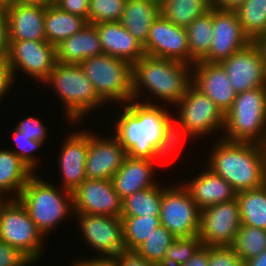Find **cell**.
I'll use <instances>...</instances> for the list:
<instances>
[{
	"label": "cell",
	"mask_w": 266,
	"mask_h": 266,
	"mask_svg": "<svg viewBox=\"0 0 266 266\" xmlns=\"http://www.w3.org/2000/svg\"><path fill=\"white\" fill-rule=\"evenodd\" d=\"M144 99L122 105L123 110L114 123V136L128 156L162 161V157L177 152L179 146L173 131V116L165 109L167 104Z\"/></svg>",
	"instance_id": "obj_1"
},
{
	"label": "cell",
	"mask_w": 266,
	"mask_h": 266,
	"mask_svg": "<svg viewBox=\"0 0 266 266\" xmlns=\"http://www.w3.org/2000/svg\"><path fill=\"white\" fill-rule=\"evenodd\" d=\"M215 137L218 139L212 143L210 156L205 161L208 168L225 179L237 193L266 184L265 145Z\"/></svg>",
	"instance_id": "obj_2"
},
{
	"label": "cell",
	"mask_w": 266,
	"mask_h": 266,
	"mask_svg": "<svg viewBox=\"0 0 266 266\" xmlns=\"http://www.w3.org/2000/svg\"><path fill=\"white\" fill-rule=\"evenodd\" d=\"M191 66L178 60L142 56L132 65L133 100L142 101L149 93L174 107L191 84Z\"/></svg>",
	"instance_id": "obj_3"
},
{
	"label": "cell",
	"mask_w": 266,
	"mask_h": 266,
	"mask_svg": "<svg viewBox=\"0 0 266 266\" xmlns=\"http://www.w3.org/2000/svg\"><path fill=\"white\" fill-rule=\"evenodd\" d=\"M18 198L44 237L66 217L74 215L72 192L56 187L36 173L27 181Z\"/></svg>",
	"instance_id": "obj_4"
},
{
	"label": "cell",
	"mask_w": 266,
	"mask_h": 266,
	"mask_svg": "<svg viewBox=\"0 0 266 266\" xmlns=\"http://www.w3.org/2000/svg\"><path fill=\"white\" fill-rule=\"evenodd\" d=\"M54 88L62 100L67 121L72 126L84 120L89 112L106 104L95 91L79 64L57 62L48 79L43 83Z\"/></svg>",
	"instance_id": "obj_5"
},
{
	"label": "cell",
	"mask_w": 266,
	"mask_h": 266,
	"mask_svg": "<svg viewBox=\"0 0 266 266\" xmlns=\"http://www.w3.org/2000/svg\"><path fill=\"white\" fill-rule=\"evenodd\" d=\"M224 135V136H223ZM229 141L266 146V87L239 93L225 114L222 135Z\"/></svg>",
	"instance_id": "obj_6"
},
{
	"label": "cell",
	"mask_w": 266,
	"mask_h": 266,
	"mask_svg": "<svg viewBox=\"0 0 266 266\" xmlns=\"http://www.w3.org/2000/svg\"><path fill=\"white\" fill-rule=\"evenodd\" d=\"M177 114L173 117L175 139L180 144L181 139L189 140L213 135L224 129L225 114L205 94L192 84L187 87L184 96L175 104ZM177 120V121H174ZM189 137V138H188Z\"/></svg>",
	"instance_id": "obj_7"
},
{
	"label": "cell",
	"mask_w": 266,
	"mask_h": 266,
	"mask_svg": "<svg viewBox=\"0 0 266 266\" xmlns=\"http://www.w3.org/2000/svg\"><path fill=\"white\" fill-rule=\"evenodd\" d=\"M79 65L106 105L115 101L121 107L133 100L132 64L102 53L85 59Z\"/></svg>",
	"instance_id": "obj_8"
},
{
	"label": "cell",
	"mask_w": 266,
	"mask_h": 266,
	"mask_svg": "<svg viewBox=\"0 0 266 266\" xmlns=\"http://www.w3.org/2000/svg\"><path fill=\"white\" fill-rule=\"evenodd\" d=\"M0 240L19 248L34 263L41 260L46 250L44 235L30 218L25 205L12 196L0 205Z\"/></svg>",
	"instance_id": "obj_9"
},
{
	"label": "cell",
	"mask_w": 266,
	"mask_h": 266,
	"mask_svg": "<svg viewBox=\"0 0 266 266\" xmlns=\"http://www.w3.org/2000/svg\"><path fill=\"white\" fill-rule=\"evenodd\" d=\"M201 209L190 197L182 184L163 186L160 207V225L176 238L199 234Z\"/></svg>",
	"instance_id": "obj_10"
},
{
	"label": "cell",
	"mask_w": 266,
	"mask_h": 266,
	"mask_svg": "<svg viewBox=\"0 0 266 266\" xmlns=\"http://www.w3.org/2000/svg\"><path fill=\"white\" fill-rule=\"evenodd\" d=\"M7 59L14 80L21 70L36 82L44 83L57 63L56 46L46 40L10 41Z\"/></svg>",
	"instance_id": "obj_11"
},
{
	"label": "cell",
	"mask_w": 266,
	"mask_h": 266,
	"mask_svg": "<svg viewBox=\"0 0 266 266\" xmlns=\"http://www.w3.org/2000/svg\"><path fill=\"white\" fill-rule=\"evenodd\" d=\"M242 225L236 199L201 210L199 239L204 246H232Z\"/></svg>",
	"instance_id": "obj_12"
},
{
	"label": "cell",
	"mask_w": 266,
	"mask_h": 266,
	"mask_svg": "<svg viewBox=\"0 0 266 266\" xmlns=\"http://www.w3.org/2000/svg\"><path fill=\"white\" fill-rule=\"evenodd\" d=\"M84 240L99 255L94 258H114L125 250L122 219L96 214L74 213Z\"/></svg>",
	"instance_id": "obj_13"
},
{
	"label": "cell",
	"mask_w": 266,
	"mask_h": 266,
	"mask_svg": "<svg viewBox=\"0 0 266 266\" xmlns=\"http://www.w3.org/2000/svg\"><path fill=\"white\" fill-rule=\"evenodd\" d=\"M251 39L245 34L235 11L213 8V37L209 53L201 60L220 63L247 47Z\"/></svg>",
	"instance_id": "obj_14"
},
{
	"label": "cell",
	"mask_w": 266,
	"mask_h": 266,
	"mask_svg": "<svg viewBox=\"0 0 266 266\" xmlns=\"http://www.w3.org/2000/svg\"><path fill=\"white\" fill-rule=\"evenodd\" d=\"M74 213L121 217L122 199L111 180L86 179L72 192Z\"/></svg>",
	"instance_id": "obj_15"
},
{
	"label": "cell",
	"mask_w": 266,
	"mask_h": 266,
	"mask_svg": "<svg viewBox=\"0 0 266 266\" xmlns=\"http://www.w3.org/2000/svg\"><path fill=\"white\" fill-rule=\"evenodd\" d=\"M143 49L145 55L151 57L173 59L190 64L186 29L176 26L161 14L152 23Z\"/></svg>",
	"instance_id": "obj_16"
},
{
	"label": "cell",
	"mask_w": 266,
	"mask_h": 266,
	"mask_svg": "<svg viewBox=\"0 0 266 266\" xmlns=\"http://www.w3.org/2000/svg\"><path fill=\"white\" fill-rule=\"evenodd\" d=\"M220 64L226 70L236 94L265 86L264 59L254 42L222 60Z\"/></svg>",
	"instance_id": "obj_17"
},
{
	"label": "cell",
	"mask_w": 266,
	"mask_h": 266,
	"mask_svg": "<svg viewBox=\"0 0 266 266\" xmlns=\"http://www.w3.org/2000/svg\"><path fill=\"white\" fill-rule=\"evenodd\" d=\"M96 134L88 131V152L85 163L86 179L111 180L122 166L127 152L114 135L104 138L100 134Z\"/></svg>",
	"instance_id": "obj_18"
},
{
	"label": "cell",
	"mask_w": 266,
	"mask_h": 266,
	"mask_svg": "<svg viewBox=\"0 0 266 266\" xmlns=\"http://www.w3.org/2000/svg\"><path fill=\"white\" fill-rule=\"evenodd\" d=\"M191 84L226 112L232 107L236 92L220 63L197 61L191 66Z\"/></svg>",
	"instance_id": "obj_19"
},
{
	"label": "cell",
	"mask_w": 266,
	"mask_h": 266,
	"mask_svg": "<svg viewBox=\"0 0 266 266\" xmlns=\"http://www.w3.org/2000/svg\"><path fill=\"white\" fill-rule=\"evenodd\" d=\"M5 9L10 41L46 40L45 3H10Z\"/></svg>",
	"instance_id": "obj_20"
},
{
	"label": "cell",
	"mask_w": 266,
	"mask_h": 266,
	"mask_svg": "<svg viewBox=\"0 0 266 266\" xmlns=\"http://www.w3.org/2000/svg\"><path fill=\"white\" fill-rule=\"evenodd\" d=\"M67 137V138H66ZM60 147L59 169L61 188L73 192L86 180L85 163L88 152V131H74L66 136Z\"/></svg>",
	"instance_id": "obj_21"
},
{
	"label": "cell",
	"mask_w": 266,
	"mask_h": 266,
	"mask_svg": "<svg viewBox=\"0 0 266 266\" xmlns=\"http://www.w3.org/2000/svg\"><path fill=\"white\" fill-rule=\"evenodd\" d=\"M202 170L188 182L179 181L183 183V187L201 210L211 205L236 199V190L225 179L207 166H204Z\"/></svg>",
	"instance_id": "obj_22"
},
{
	"label": "cell",
	"mask_w": 266,
	"mask_h": 266,
	"mask_svg": "<svg viewBox=\"0 0 266 266\" xmlns=\"http://www.w3.org/2000/svg\"><path fill=\"white\" fill-rule=\"evenodd\" d=\"M156 162L157 160L126 156L122 166L111 178L113 188L122 200L135 192L158 184L153 178Z\"/></svg>",
	"instance_id": "obj_23"
},
{
	"label": "cell",
	"mask_w": 266,
	"mask_h": 266,
	"mask_svg": "<svg viewBox=\"0 0 266 266\" xmlns=\"http://www.w3.org/2000/svg\"><path fill=\"white\" fill-rule=\"evenodd\" d=\"M102 52L130 64L145 55L143 45L120 22L95 24Z\"/></svg>",
	"instance_id": "obj_24"
},
{
	"label": "cell",
	"mask_w": 266,
	"mask_h": 266,
	"mask_svg": "<svg viewBox=\"0 0 266 266\" xmlns=\"http://www.w3.org/2000/svg\"><path fill=\"white\" fill-rule=\"evenodd\" d=\"M102 53L97 28L89 23L78 33L56 45V60L64 64H80L85 59Z\"/></svg>",
	"instance_id": "obj_25"
},
{
	"label": "cell",
	"mask_w": 266,
	"mask_h": 266,
	"mask_svg": "<svg viewBox=\"0 0 266 266\" xmlns=\"http://www.w3.org/2000/svg\"><path fill=\"white\" fill-rule=\"evenodd\" d=\"M160 14V1L126 0L120 23L144 45L152 23Z\"/></svg>",
	"instance_id": "obj_26"
},
{
	"label": "cell",
	"mask_w": 266,
	"mask_h": 266,
	"mask_svg": "<svg viewBox=\"0 0 266 266\" xmlns=\"http://www.w3.org/2000/svg\"><path fill=\"white\" fill-rule=\"evenodd\" d=\"M87 23L82 16L59 9L55 4H45L44 28L46 41L54 46L78 33Z\"/></svg>",
	"instance_id": "obj_27"
},
{
	"label": "cell",
	"mask_w": 266,
	"mask_h": 266,
	"mask_svg": "<svg viewBox=\"0 0 266 266\" xmlns=\"http://www.w3.org/2000/svg\"><path fill=\"white\" fill-rule=\"evenodd\" d=\"M33 174L11 150L4 148L0 150V193L4 197L9 198L13 194V198H18Z\"/></svg>",
	"instance_id": "obj_28"
},
{
	"label": "cell",
	"mask_w": 266,
	"mask_h": 266,
	"mask_svg": "<svg viewBox=\"0 0 266 266\" xmlns=\"http://www.w3.org/2000/svg\"><path fill=\"white\" fill-rule=\"evenodd\" d=\"M211 8L210 0H160L161 15L176 26L184 28Z\"/></svg>",
	"instance_id": "obj_29"
},
{
	"label": "cell",
	"mask_w": 266,
	"mask_h": 266,
	"mask_svg": "<svg viewBox=\"0 0 266 266\" xmlns=\"http://www.w3.org/2000/svg\"><path fill=\"white\" fill-rule=\"evenodd\" d=\"M190 65L201 61L210 51L213 37V7L186 28Z\"/></svg>",
	"instance_id": "obj_30"
},
{
	"label": "cell",
	"mask_w": 266,
	"mask_h": 266,
	"mask_svg": "<svg viewBox=\"0 0 266 266\" xmlns=\"http://www.w3.org/2000/svg\"><path fill=\"white\" fill-rule=\"evenodd\" d=\"M242 225L266 230V184L237 193Z\"/></svg>",
	"instance_id": "obj_31"
},
{
	"label": "cell",
	"mask_w": 266,
	"mask_h": 266,
	"mask_svg": "<svg viewBox=\"0 0 266 266\" xmlns=\"http://www.w3.org/2000/svg\"><path fill=\"white\" fill-rule=\"evenodd\" d=\"M163 187L157 184L143 189L122 200L121 216L159 217Z\"/></svg>",
	"instance_id": "obj_32"
},
{
	"label": "cell",
	"mask_w": 266,
	"mask_h": 266,
	"mask_svg": "<svg viewBox=\"0 0 266 266\" xmlns=\"http://www.w3.org/2000/svg\"><path fill=\"white\" fill-rule=\"evenodd\" d=\"M234 11L252 42L266 33V0H245Z\"/></svg>",
	"instance_id": "obj_33"
},
{
	"label": "cell",
	"mask_w": 266,
	"mask_h": 266,
	"mask_svg": "<svg viewBox=\"0 0 266 266\" xmlns=\"http://www.w3.org/2000/svg\"><path fill=\"white\" fill-rule=\"evenodd\" d=\"M123 243L126 251H135L160 225L159 217L121 216Z\"/></svg>",
	"instance_id": "obj_34"
},
{
	"label": "cell",
	"mask_w": 266,
	"mask_h": 266,
	"mask_svg": "<svg viewBox=\"0 0 266 266\" xmlns=\"http://www.w3.org/2000/svg\"><path fill=\"white\" fill-rule=\"evenodd\" d=\"M232 247L243 262L258 256L266 250V230L241 225Z\"/></svg>",
	"instance_id": "obj_35"
},
{
	"label": "cell",
	"mask_w": 266,
	"mask_h": 266,
	"mask_svg": "<svg viewBox=\"0 0 266 266\" xmlns=\"http://www.w3.org/2000/svg\"><path fill=\"white\" fill-rule=\"evenodd\" d=\"M175 239L166 227L159 225L135 251L148 262L163 266L165 252Z\"/></svg>",
	"instance_id": "obj_36"
},
{
	"label": "cell",
	"mask_w": 266,
	"mask_h": 266,
	"mask_svg": "<svg viewBox=\"0 0 266 266\" xmlns=\"http://www.w3.org/2000/svg\"><path fill=\"white\" fill-rule=\"evenodd\" d=\"M126 0H89V24L120 22Z\"/></svg>",
	"instance_id": "obj_37"
},
{
	"label": "cell",
	"mask_w": 266,
	"mask_h": 266,
	"mask_svg": "<svg viewBox=\"0 0 266 266\" xmlns=\"http://www.w3.org/2000/svg\"><path fill=\"white\" fill-rule=\"evenodd\" d=\"M199 236L176 238L165 252L163 266H180L202 246Z\"/></svg>",
	"instance_id": "obj_38"
},
{
	"label": "cell",
	"mask_w": 266,
	"mask_h": 266,
	"mask_svg": "<svg viewBox=\"0 0 266 266\" xmlns=\"http://www.w3.org/2000/svg\"><path fill=\"white\" fill-rule=\"evenodd\" d=\"M12 134L13 140L16 148L18 149H11V151L20 159L22 160L29 169L36 173L37 165L38 164V157L34 156L33 152L40 150V148L44 145L41 141L31 140L30 137L23 135L22 132L17 130L16 128L10 132Z\"/></svg>",
	"instance_id": "obj_39"
},
{
	"label": "cell",
	"mask_w": 266,
	"mask_h": 266,
	"mask_svg": "<svg viewBox=\"0 0 266 266\" xmlns=\"http://www.w3.org/2000/svg\"><path fill=\"white\" fill-rule=\"evenodd\" d=\"M208 266H244L232 246H209Z\"/></svg>",
	"instance_id": "obj_40"
},
{
	"label": "cell",
	"mask_w": 266,
	"mask_h": 266,
	"mask_svg": "<svg viewBox=\"0 0 266 266\" xmlns=\"http://www.w3.org/2000/svg\"><path fill=\"white\" fill-rule=\"evenodd\" d=\"M35 263L19 248L0 240V266H30Z\"/></svg>",
	"instance_id": "obj_41"
},
{
	"label": "cell",
	"mask_w": 266,
	"mask_h": 266,
	"mask_svg": "<svg viewBox=\"0 0 266 266\" xmlns=\"http://www.w3.org/2000/svg\"><path fill=\"white\" fill-rule=\"evenodd\" d=\"M17 130L30 137L31 140L41 141L45 144V139L47 138V126L44 125L39 118L36 117H24L20 120L15 127Z\"/></svg>",
	"instance_id": "obj_42"
},
{
	"label": "cell",
	"mask_w": 266,
	"mask_h": 266,
	"mask_svg": "<svg viewBox=\"0 0 266 266\" xmlns=\"http://www.w3.org/2000/svg\"><path fill=\"white\" fill-rule=\"evenodd\" d=\"M115 266H156L136 251H122L113 258Z\"/></svg>",
	"instance_id": "obj_43"
},
{
	"label": "cell",
	"mask_w": 266,
	"mask_h": 266,
	"mask_svg": "<svg viewBox=\"0 0 266 266\" xmlns=\"http://www.w3.org/2000/svg\"><path fill=\"white\" fill-rule=\"evenodd\" d=\"M55 5L65 12L82 16L88 20L89 0H58Z\"/></svg>",
	"instance_id": "obj_44"
},
{
	"label": "cell",
	"mask_w": 266,
	"mask_h": 266,
	"mask_svg": "<svg viewBox=\"0 0 266 266\" xmlns=\"http://www.w3.org/2000/svg\"><path fill=\"white\" fill-rule=\"evenodd\" d=\"M10 47L7 12L4 5H0V58H8Z\"/></svg>",
	"instance_id": "obj_45"
},
{
	"label": "cell",
	"mask_w": 266,
	"mask_h": 266,
	"mask_svg": "<svg viewBox=\"0 0 266 266\" xmlns=\"http://www.w3.org/2000/svg\"><path fill=\"white\" fill-rule=\"evenodd\" d=\"M14 81L10 70V65L7 58H0V100H3L6 93L10 92V89ZM12 85V86H11Z\"/></svg>",
	"instance_id": "obj_46"
},
{
	"label": "cell",
	"mask_w": 266,
	"mask_h": 266,
	"mask_svg": "<svg viewBox=\"0 0 266 266\" xmlns=\"http://www.w3.org/2000/svg\"><path fill=\"white\" fill-rule=\"evenodd\" d=\"M209 265V246L202 245L189 260L180 266H208Z\"/></svg>",
	"instance_id": "obj_47"
},
{
	"label": "cell",
	"mask_w": 266,
	"mask_h": 266,
	"mask_svg": "<svg viewBox=\"0 0 266 266\" xmlns=\"http://www.w3.org/2000/svg\"><path fill=\"white\" fill-rule=\"evenodd\" d=\"M73 266H115V263L113 261V258H94L89 257V259H78L77 261H74L71 263ZM71 265V266H72Z\"/></svg>",
	"instance_id": "obj_48"
},
{
	"label": "cell",
	"mask_w": 266,
	"mask_h": 266,
	"mask_svg": "<svg viewBox=\"0 0 266 266\" xmlns=\"http://www.w3.org/2000/svg\"><path fill=\"white\" fill-rule=\"evenodd\" d=\"M245 0H210L213 8L220 10H236Z\"/></svg>",
	"instance_id": "obj_49"
},
{
	"label": "cell",
	"mask_w": 266,
	"mask_h": 266,
	"mask_svg": "<svg viewBox=\"0 0 266 266\" xmlns=\"http://www.w3.org/2000/svg\"><path fill=\"white\" fill-rule=\"evenodd\" d=\"M244 266H266V250L244 262Z\"/></svg>",
	"instance_id": "obj_50"
},
{
	"label": "cell",
	"mask_w": 266,
	"mask_h": 266,
	"mask_svg": "<svg viewBox=\"0 0 266 266\" xmlns=\"http://www.w3.org/2000/svg\"><path fill=\"white\" fill-rule=\"evenodd\" d=\"M254 43L259 47L262 57L264 60H266V33L263 35H260Z\"/></svg>",
	"instance_id": "obj_51"
},
{
	"label": "cell",
	"mask_w": 266,
	"mask_h": 266,
	"mask_svg": "<svg viewBox=\"0 0 266 266\" xmlns=\"http://www.w3.org/2000/svg\"><path fill=\"white\" fill-rule=\"evenodd\" d=\"M43 2V0H10V3Z\"/></svg>",
	"instance_id": "obj_52"
},
{
	"label": "cell",
	"mask_w": 266,
	"mask_h": 266,
	"mask_svg": "<svg viewBox=\"0 0 266 266\" xmlns=\"http://www.w3.org/2000/svg\"><path fill=\"white\" fill-rule=\"evenodd\" d=\"M58 0H43V3L45 4H55Z\"/></svg>",
	"instance_id": "obj_53"
},
{
	"label": "cell",
	"mask_w": 266,
	"mask_h": 266,
	"mask_svg": "<svg viewBox=\"0 0 266 266\" xmlns=\"http://www.w3.org/2000/svg\"><path fill=\"white\" fill-rule=\"evenodd\" d=\"M264 84L266 87V60H264Z\"/></svg>",
	"instance_id": "obj_54"
},
{
	"label": "cell",
	"mask_w": 266,
	"mask_h": 266,
	"mask_svg": "<svg viewBox=\"0 0 266 266\" xmlns=\"http://www.w3.org/2000/svg\"><path fill=\"white\" fill-rule=\"evenodd\" d=\"M8 4H10V0H0V5L6 6Z\"/></svg>",
	"instance_id": "obj_55"
},
{
	"label": "cell",
	"mask_w": 266,
	"mask_h": 266,
	"mask_svg": "<svg viewBox=\"0 0 266 266\" xmlns=\"http://www.w3.org/2000/svg\"><path fill=\"white\" fill-rule=\"evenodd\" d=\"M6 198L0 193V205L2 204V202L5 200Z\"/></svg>",
	"instance_id": "obj_56"
}]
</instances>
